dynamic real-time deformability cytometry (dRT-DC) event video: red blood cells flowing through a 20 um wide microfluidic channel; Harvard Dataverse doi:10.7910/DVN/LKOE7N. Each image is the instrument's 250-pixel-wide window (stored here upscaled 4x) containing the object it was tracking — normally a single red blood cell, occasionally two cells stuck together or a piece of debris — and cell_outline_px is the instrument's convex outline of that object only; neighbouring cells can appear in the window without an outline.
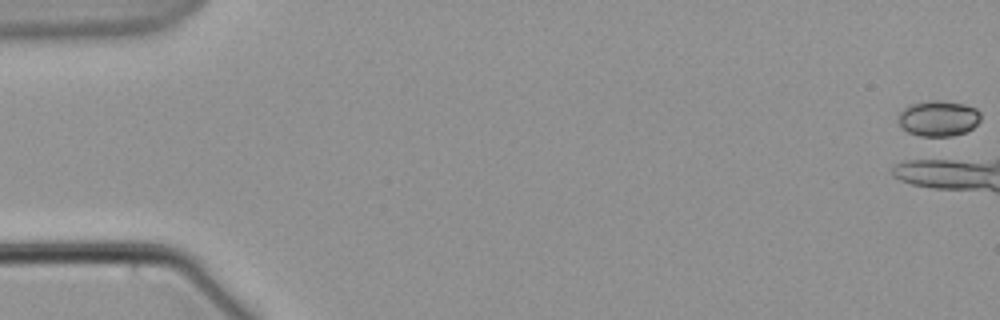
{"species": "common noctule bat (a hibernating species)", "species_latin": "Nyctalus noctula", "temperature_condition": "warm", "stored_images_in_passage": 1, "camera_frame_rate_fps": 3000, "um_per_image_px": 0.085, "animal": {"sex": "male", "body_mass_g": 21.5, "forearm_length_mm": 52.0}, "frame": {"image": 1, "passage_image": 1, "time_ms": 0.0, "image_size_px": [1000, 320], "cell_outline_px": [[980, 120], [972, 128], [964, 132], [952, 136], [920, 136], [908, 132], [896, 120], [900, 112], [904, 108], [912, 104], [932, 100], [944, 100], [964, 104], [976, 108], [980, 112]], "centroid_in_image_um": [79.76, 10.05], "position_along_channel_um": 5.2, "area_um2": 17.11}}